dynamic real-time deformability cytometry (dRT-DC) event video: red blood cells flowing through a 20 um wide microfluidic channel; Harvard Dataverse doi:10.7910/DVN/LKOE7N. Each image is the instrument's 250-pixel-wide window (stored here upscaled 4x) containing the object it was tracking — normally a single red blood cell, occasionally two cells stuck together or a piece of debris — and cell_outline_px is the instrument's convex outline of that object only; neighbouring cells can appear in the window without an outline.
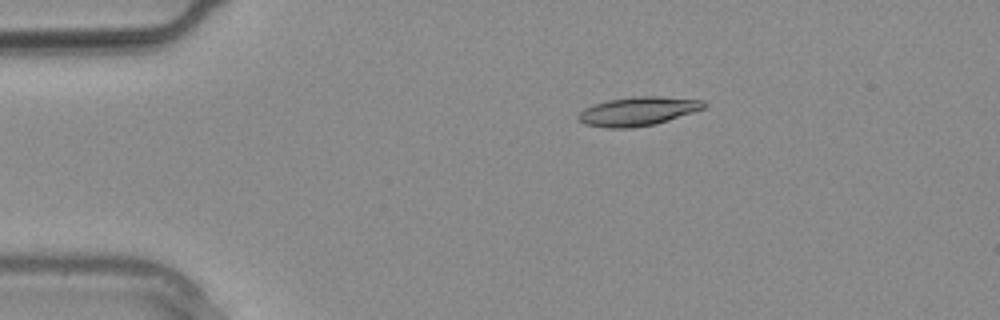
{"species": "common noctule bat (a hibernating species)", "species_latin": "Nyctalus noctula", "temperature_condition": "warm", "stored_images_in_passage": 3, "camera_frame_rate_fps": 3000, "um_per_image_px": 0.085, "animal": {"sex": "male", "body_mass_g": 20.4}, "frame": {"image": 1, "passage_image": 3, "time_ms": 0.667, "image_size_px": [1000, 320], "cell_outline_px": [[708, 104], [704, 108], [668, 120], [652, 124], [628, 128], [608, 128], [584, 124], [576, 116], [584, 108], [608, 100], [632, 96], [660, 96], [704, 100]], "centroid_in_image_um": [54.22, 9.44], "position_along_channel_um": 30.8, "area_um2": 20.92}}